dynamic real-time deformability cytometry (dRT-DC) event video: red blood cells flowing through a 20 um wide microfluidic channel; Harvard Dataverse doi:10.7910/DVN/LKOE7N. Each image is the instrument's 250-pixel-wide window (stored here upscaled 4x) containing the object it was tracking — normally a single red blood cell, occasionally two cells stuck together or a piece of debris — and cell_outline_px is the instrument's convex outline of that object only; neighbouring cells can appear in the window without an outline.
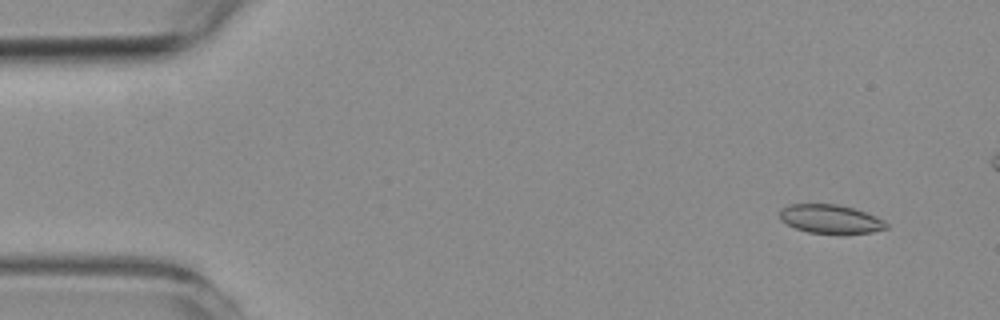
{"species": "common noctule bat (a hibernating species)", "species_latin": "Nyctalus noctula", "temperature_condition": "room temperature", "stored_images_in_passage": 55, "camera_frame_rate_fps": 3000, "um_per_image_px": 0.085, "animal": {"sex": "female", "body_mass_g": 19.3, "forearm_length_mm": 54.1}, "frame": {"image": 1, "passage_image": 4, "time_ms": 1.0, "image_size_px": [1000, 320], "cell_outline_px": [[888, 228], [872, 232], [808, 232], [796, 228], [780, 220], [780, 212], [788, 204], [836, 204], [852, 208], [876, 216], [884, 220], [888, 224]], "centroid_in_image_um": [70.59, 18.59], "position_along_channel_um": 14.4, "area_um2": 17.34}}
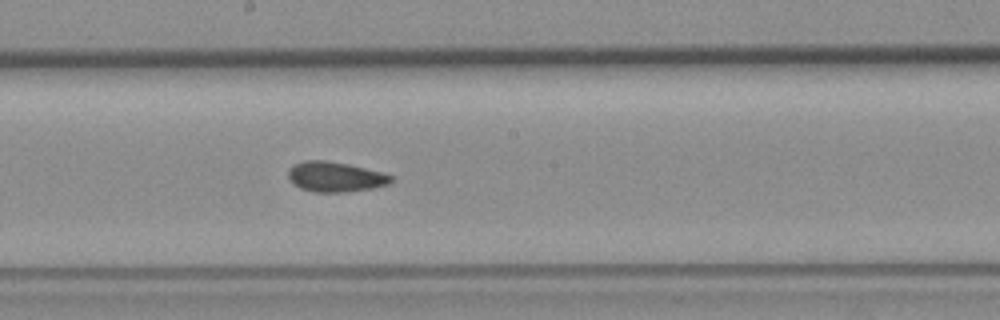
{"frame": {"image": 2, "passage_image": 29, "time_ms": 9.333, "image_size_px": [1000, 320], "cell_outline_px": [[392, 180], [388, 184], [372, 188], [348, 192], [312, 192], [300, 188], [288, 176], [288, 168], [292, 164], [304, 160], [324, 160], [348, 164], [384, 172], [392, 176]], "centroid_in_image_um": [28.49, 15.02], "position_along_channel_um": 219.7, "area_um2": 18.09}}
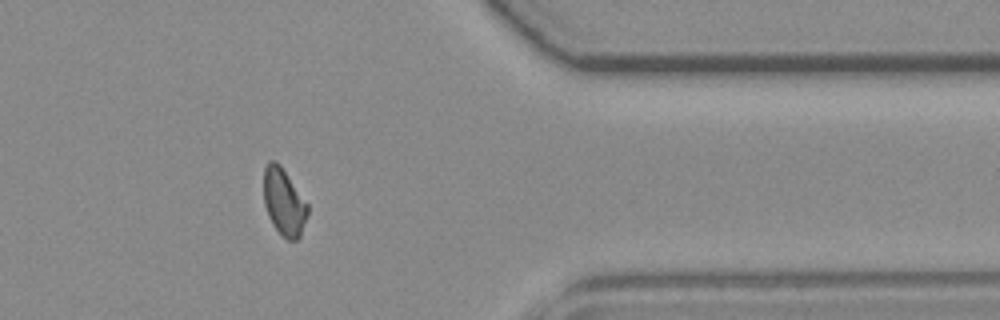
{"frame": {"image": 3, "passage_image": 44, "time_ms": 14.333, "image_size_px": [1000, 320], "cell_outline_px": [[308, 212], [300, 236], [296, 240], [288, 240], [272, 224], [268, 216], [264, 204], [264, 168], [268, 160], [276, 160], [280, 164], [308, 204]], "centroid_in_image_um": [24.12, 17.14], "position_along_channel_um": 387.3, "area_um2": 17.05}, "authors_computed_cell_mechanics": {"area_um2": 17.918, "velocity_mm_per_s": 3.7506, "shape_relaxation_time_tau1_ms": null, "shape_relaxation_time_tau2_ms": 2.4356, "deformation_change_tau1": null, "deformation_change_tau2": 0.0599}}